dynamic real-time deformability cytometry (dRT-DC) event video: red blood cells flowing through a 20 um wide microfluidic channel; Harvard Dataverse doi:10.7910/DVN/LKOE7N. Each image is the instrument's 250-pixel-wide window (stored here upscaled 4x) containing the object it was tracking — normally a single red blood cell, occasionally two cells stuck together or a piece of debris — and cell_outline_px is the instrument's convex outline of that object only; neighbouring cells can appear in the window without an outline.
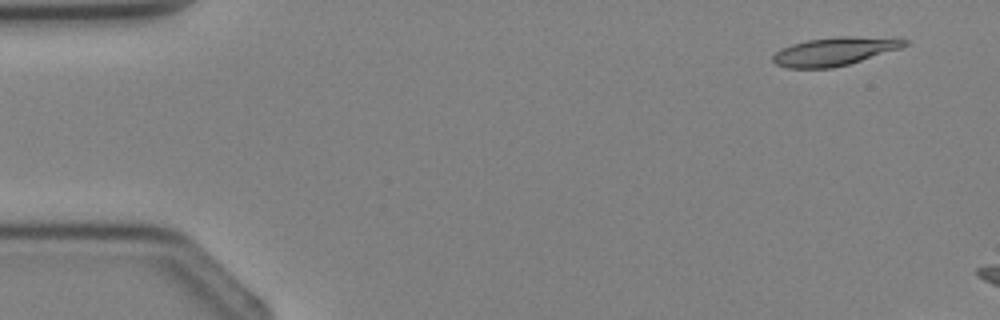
{"species": "Egyptian fruit bat (a non-hibernating species)", "species_latin": "Rousettus aegyptiacus", "temperature_condition": "cold", "stored_images_in_passage": 3, "camera_frame_rate_fps": 3000, "um_per_image_px": 0.085, "animal": {"sex": "female"}, "frame": {"image": 1, "passage_image": 1, "time_ms": 0.0, "image_size_px": [1000, 320], "cell_outline_px": [[908, 44], [900, 48], [848, 64], [832, 68], [784, 68], [776, 64], [772, 60], [772, 56], [780, 48], [792, 44], [808, 40], [836, 36], [896, 36], [908, 40]], "centroid_in_image_um": [70.98, 4.34], "position_along_channel_um": 14.0, "area_um2": 22.08}}